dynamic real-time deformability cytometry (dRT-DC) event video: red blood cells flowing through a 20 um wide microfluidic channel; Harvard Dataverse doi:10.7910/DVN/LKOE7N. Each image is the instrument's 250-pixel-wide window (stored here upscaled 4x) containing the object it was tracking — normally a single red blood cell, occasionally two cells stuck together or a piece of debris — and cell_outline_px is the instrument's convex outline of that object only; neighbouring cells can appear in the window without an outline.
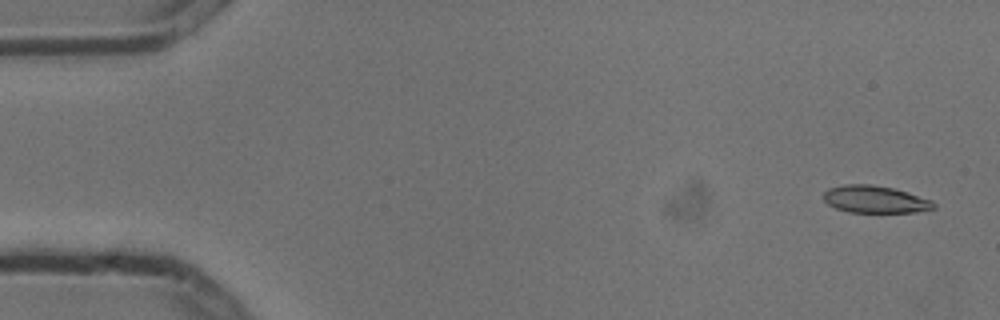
{"species": "common noctule bat (a hibernating species)", "species_latin": "Nyctalus noctula", "temperature_condition": "cold", "stored_images_in_passage": 5, "camera_frame_rate_fps": 3000, "um_per_image_px": 0.085, "animal": {"sex": "male", "body_mass_g": 13.3}, "frame": {"image": 1, "passage_image": 1, "time_ms": 0.0, "image_size_px": [1000, 320], "cell_outline_px": [[936, 208], [916, 212], [848, 212], [836, 208], [828, 204], [824, 200], [824, 192], [828, 188], [844, 184], [872, 184], [892, 188], [908, 192], [932, 200], [936, 204]], "centroid_in_image_um": [74.39, 16.94], "position_along_channel_um": 10.6, "area_um2": 17.57}}
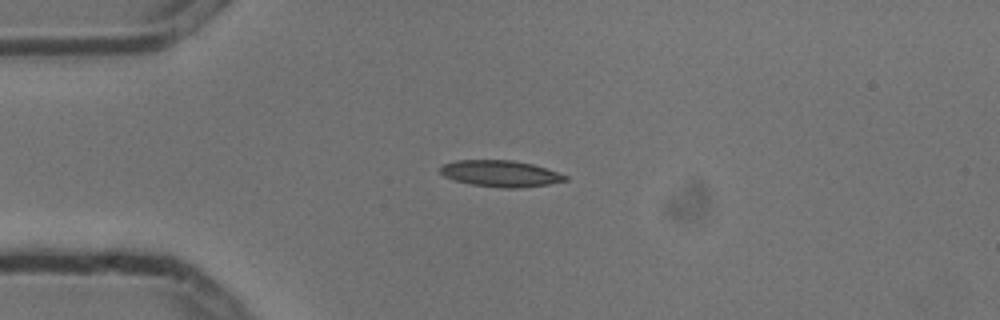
{"frame": {"image": 2, "passage_image": 4, "time_ms": 1.0, "image_size_px": [1000, 320], "cell_outline_px": [[568, 180], [548, 184], [520, 188], [500, 188], [472, 184], [456, 180], [444, 176], [440, 172], [440, 168], [444, 164], [456, 160], [512, 160], [532, 164], [568, 176]], "centroid_in_image_um": [42.54, 14.75], "position_along_channel_um": 42.5, "area_um2": 19.02}}